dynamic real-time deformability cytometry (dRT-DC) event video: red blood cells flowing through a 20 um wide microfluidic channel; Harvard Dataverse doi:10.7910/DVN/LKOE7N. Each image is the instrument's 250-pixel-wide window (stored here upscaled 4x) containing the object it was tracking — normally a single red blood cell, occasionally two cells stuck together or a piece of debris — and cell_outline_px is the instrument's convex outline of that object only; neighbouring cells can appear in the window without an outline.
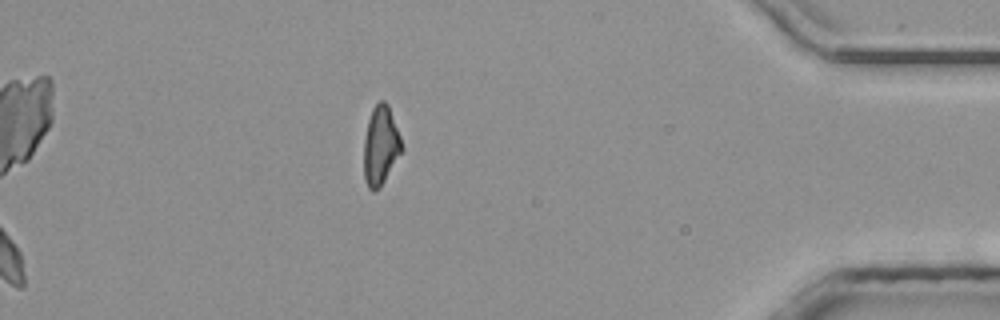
{"species": "common noctule bat (a hibernating species)", "species_latin": "Nyctalus noctula", "temperature_condition": "room temperature", "stored_images_in_passage": 43, "camera_frame_rate_fps": 3000, "um_per_image_px": 0.085, "animal": {"sex": "male", "body_mass_g": 20.4}, "frame": {"image": 1, "passage_image": 43, "time_ms": 14.0, "image_size_px": [1000, 320], "cell_outline_px": [[404, 152], [380, 188], [372, 192], [368, 188], [364, 176], [364, 140], [368, 120], [372, 108], [380, 100], [384, 100], [388, 104], [400, 136], [404, 148]], "centroid_in_image_um": [32.38, 12.41], "position_along_channel_um": 402.8, "area_um2": 17.8}}